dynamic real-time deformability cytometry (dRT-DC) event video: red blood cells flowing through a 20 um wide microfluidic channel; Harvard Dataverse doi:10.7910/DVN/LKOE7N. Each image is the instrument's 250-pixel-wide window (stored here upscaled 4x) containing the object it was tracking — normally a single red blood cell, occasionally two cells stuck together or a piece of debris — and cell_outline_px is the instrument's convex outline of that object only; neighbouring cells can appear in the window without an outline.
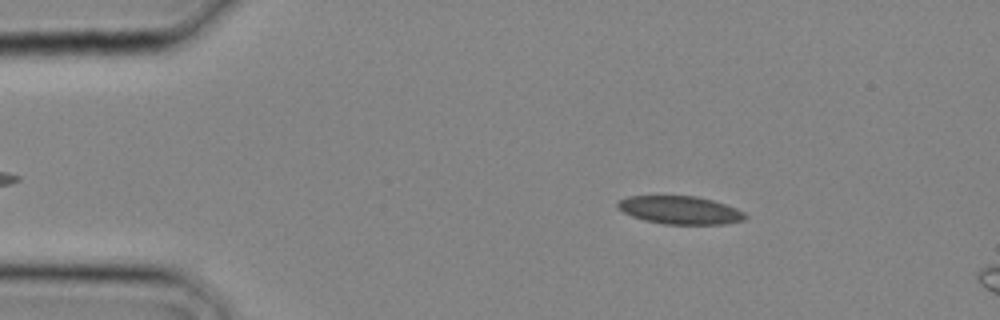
{"species": "common noctule bat (a hibernating species)", "species_latin": "Nyctalus noctula", "temperature_condition": "cold", "stored_images_in_passage": 17, "camera_frame_rate_fps": 3000, "um_per_image_px": 0.085, "animal": {"sex": "male", "body_mass_g": 20.4}, "frame": {"image": 1, "passage_image": 4, "time_ms": 1.0, "image_size_px": [1000, 320], "cell_outline_px": [[748, 216], [744, 220], [724, 224], [664, 224], [644, 220], [632, 216], [616, 208], [616, 204], [620, 200], [628, 196], [696, 196], [712, 200], [736, 208], [744, 212]], "centroid_in_image_um": [57.8, 17.86], "position_along_channel_um": 27.2, "area_um2": 20.81}}
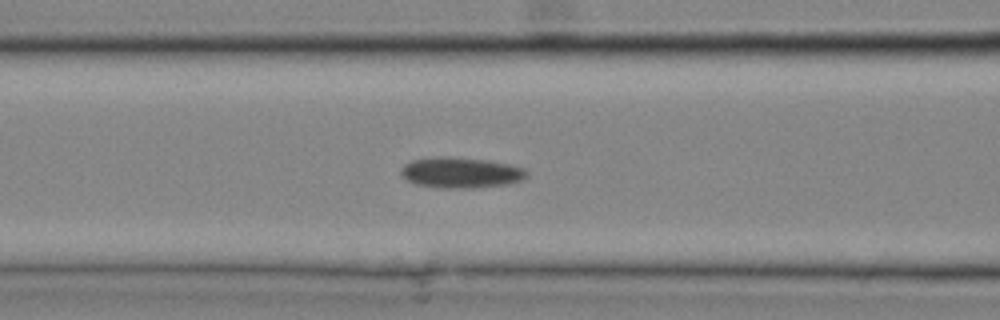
{"frame": {"image": 2, "passage_image": 11, "time_ms": 3.333, "image_size_px": [1000, 320], "cell_outline_px": [[528, 176], [520, 180], [508, 184], [472, 188], [444, 188], [416, 184], [408, 180], [400, 172], [400, 168], [404, 164], [412, 160], [440, 156], [452, 156], [488, 160], [512, 164], [524, 168], [528, 172]], "centroid_in_image_um": [39.2, 14.66], "position_along_channel_um": 127.4, "area_um2": 22.66}}
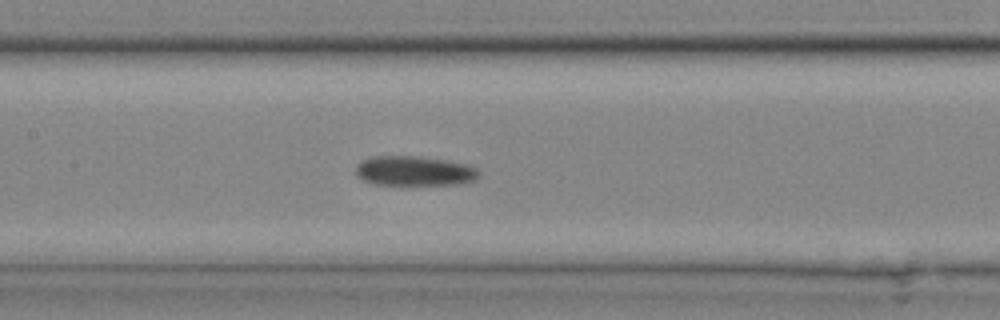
{"frame": {"image": 3, "passage_image": 13, "time_ms": 4.0, "image_size_px": [1000, 320], "cell_outline_px": [[480, 176], [476, 180], [456, 184], [376, 184], [364, 180], [356, 176], [356, 164], [360, 160], [372, 156], [420, 156], [448, 160], [468, 164], [476, 168], [480, 172]], "centroid_in_image_um": [35.23, 14.51], "position_along_channel_um": 172.2, "area_um2": 21.5}}